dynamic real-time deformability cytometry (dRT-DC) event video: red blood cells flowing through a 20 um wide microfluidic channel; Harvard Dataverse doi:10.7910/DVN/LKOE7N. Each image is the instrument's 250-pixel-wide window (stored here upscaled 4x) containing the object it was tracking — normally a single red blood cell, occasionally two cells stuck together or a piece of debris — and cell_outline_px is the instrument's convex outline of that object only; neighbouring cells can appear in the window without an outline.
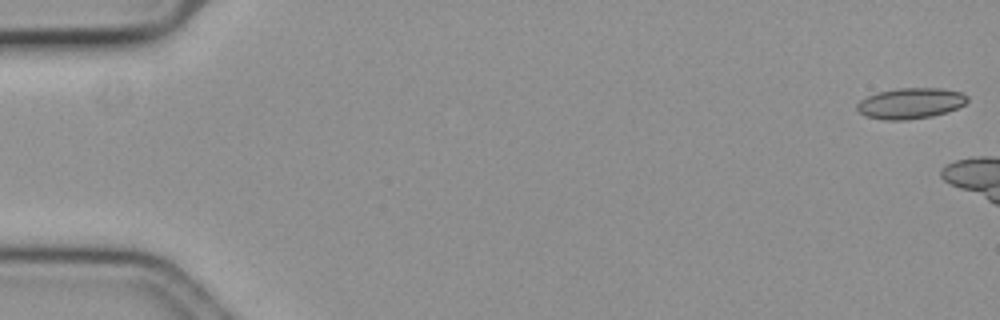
{"species": "common noctule bat (a hibernating species)", "species_latin": "Nyctalus noctula", "temperature_condition": "cold", "stored_images_in_passage": 7, "camera_frame_rate_fps": 3000, "um_per_image_px": 0.085, "animal": {"sex": "female", "body_mass_g": 19.3, "forearm_length_mm": 54.1}, "frame": {"image": 1, "passage_image": 1, "time_ms": 0.0, "image_size_px": [1000, 320], "cell_outline_px": [[968, 100], [964, 104], [948, 112], [932, 116], [908, 120], [880, 120], [864, 116], [856, 108], [856, 104], [860, 100], [868, 96], [880, 92], [900, 88], [940, 88], [960, 92], [968, 96]], "centroid_in_image_um": [77.38, 8.8], "position_along_channel_um": 7.6, "area_um2": 19.83}}